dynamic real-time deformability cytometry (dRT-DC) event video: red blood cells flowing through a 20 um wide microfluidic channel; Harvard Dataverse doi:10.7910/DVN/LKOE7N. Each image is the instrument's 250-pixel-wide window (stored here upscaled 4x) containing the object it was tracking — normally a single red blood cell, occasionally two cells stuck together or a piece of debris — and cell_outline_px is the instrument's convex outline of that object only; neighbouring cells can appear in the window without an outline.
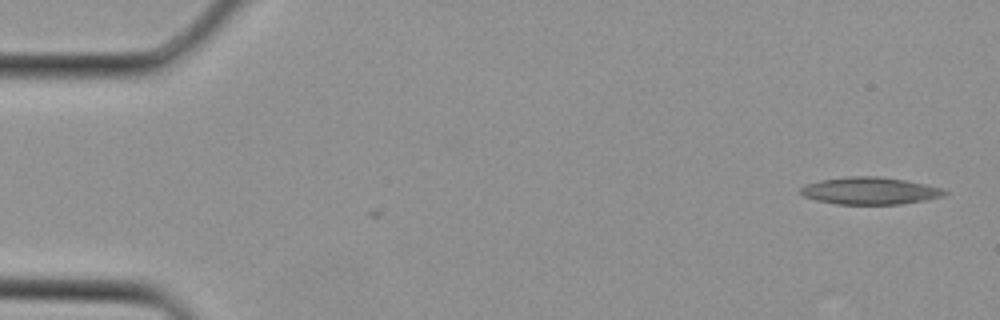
{"species": "Egyptian fruit bat (a non-hibernating species)", "species_latin": "Rousettus aegyptiacus", "temperature_condition": "cold", "stored_images_in_passage": 3, "camera_frame_rate_fps": 3000, "um_per_image_px": 0.085, "animal": {"sex": "female"}, "frame": {"image": 1, "passage_image": 1, "time_ms": 0.0, "image_size_px": [1000, 320], "cell_outline_px": [[948, 192], [944, 196], [924, 200], [900, 204], [836, 204], [816, 200], [804, 196], [800, 192], [800, 188], [808, 184], [820, 180], [848, 176], [880, 176], [904, 180], [924, 184], [940, 188]], "centroid_in_image_um": [73.93, 16.22], "position_along_channel_um": 11.1, "area_um2": 22.66}}
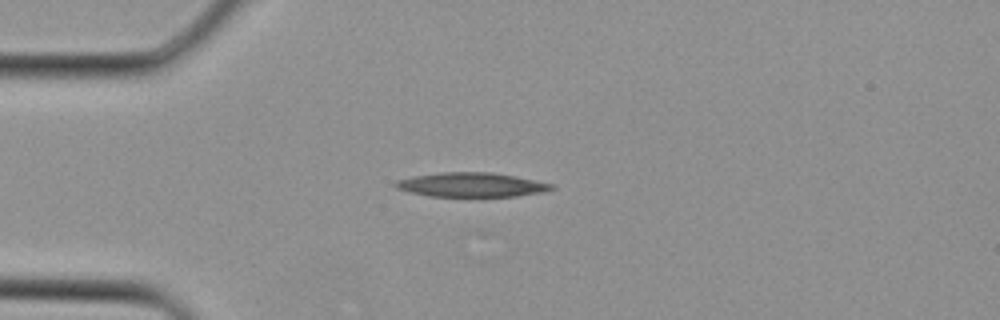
{"frame": {"image": 2, "passage_image": 3, "time_ms": 0.667, "image_size_px": [1000, 320], "cell_outline_px": [[556, 188], [544, 192], [516, 196], [428, 196], [408, 192], [396, 188], [392, 184], [396, 180], [412, 176], [440, 172], [492, 172], [516, 176], [556, 184]], "centroid_in_image_um": [40.08, 15.7], "position_along_channel_um": 44.9, "area_um2": 22.37}}